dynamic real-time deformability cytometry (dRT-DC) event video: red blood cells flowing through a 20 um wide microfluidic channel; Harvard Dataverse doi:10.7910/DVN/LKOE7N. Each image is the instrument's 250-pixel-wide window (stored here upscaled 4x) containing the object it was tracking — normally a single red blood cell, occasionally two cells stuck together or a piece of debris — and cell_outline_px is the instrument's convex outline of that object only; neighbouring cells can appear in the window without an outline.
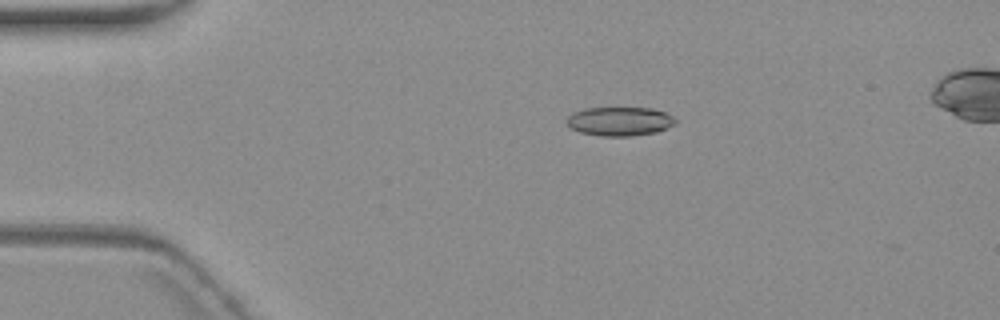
{"species": "common noctule bat (a hibernating species)", "species_latin": "Nyctalus noctula", "temperature_condition": "warm", "stored_images_in_passage": 6, "camera_frame_rate_fps": 3000, "um_per_image_px": 0.085, "animal": {"sex": "female", "body_mass_g": 19.3, "forearm_length_mm": 54.1}, "frame": {"image": 1, "passage_image": 3, "time_ms": 3.333, "image_size_px": [1000, 320], "cell_outline_px": [[676, 124], [656, 132], [632, 136], [600, 136], [580, 132], [572, 128], [568, 124], [568, 116], [572, 112], [584, 108], [652, 108], [664, 112], [672, 116], [676, 120]], "centroid_in_image_um": [52.68, 10.31], "position_along_channel_um": 32.3, "area_um2": 18.26}}
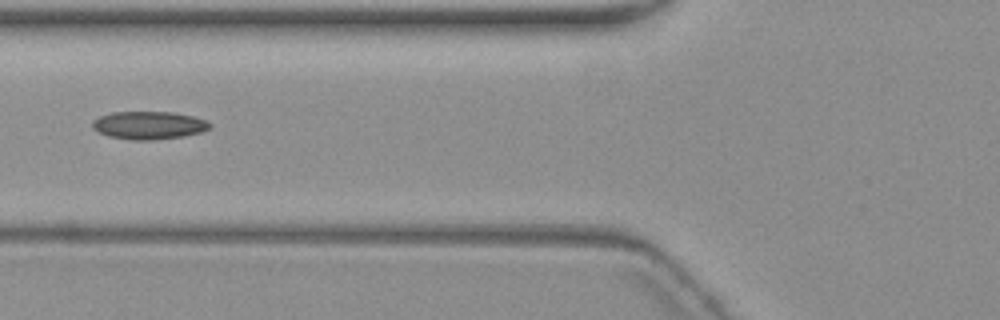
{"frame": {"image": 2, "passage_image": 6, "time_ms": 7.0, "image_size_px": [1000, 320], "cell_outline_px": [[212, 128], [200, 132], [184, 136], [152, 140], [132, 140], [108, 136], [96, 132], [92, 128], [92, 120], [100, 116], [112, 112], [172, 112], [192, 116], [204, 120], [212, 124]], "centroid_in_image_um": [12.62, 10.65], "position_along_channel_um": 113.2, "area_um2": 19.19}}